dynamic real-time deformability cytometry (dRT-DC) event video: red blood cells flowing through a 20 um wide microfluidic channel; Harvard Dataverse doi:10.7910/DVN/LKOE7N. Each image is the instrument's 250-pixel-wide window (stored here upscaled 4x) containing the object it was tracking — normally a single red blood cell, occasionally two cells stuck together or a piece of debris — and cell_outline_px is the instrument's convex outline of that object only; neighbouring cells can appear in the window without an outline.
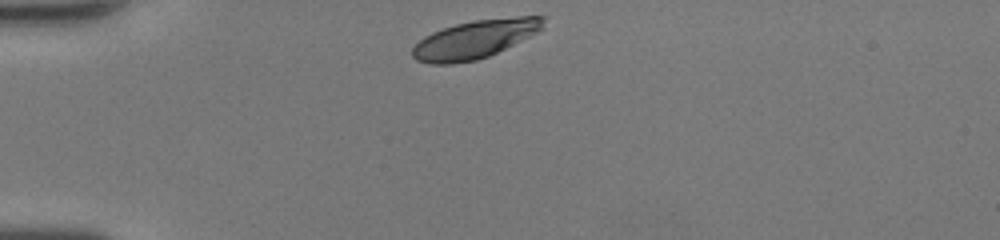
{"species": "human", "species_latin": "Homo sapiens", "temperature_condition": "room temperature", "stored_images_in_passage": 29, "camera_frame_rate_fps": 3000, "um_per_image_px": 0.085, "donor": {"sex": "female"}, "frame": {"image": 1, "passage_image": 1, "time_ms": 0.0, "image_size_px": [1000, 240], "cell_outline_px": [[544, 20], [540, 28], [536, 32], [488, 56], [476, 60], [452, 64], [428, 64], [416, 60], [412, 56], [412, 48], [424, 36], [432, 32], [456, 24], [476, 20], [516, 16], [544, 16]], "centroid_in_image_um": [40.29, 3.35], "position_along_channel_um": 44.7, "area_um2": 28.67}}
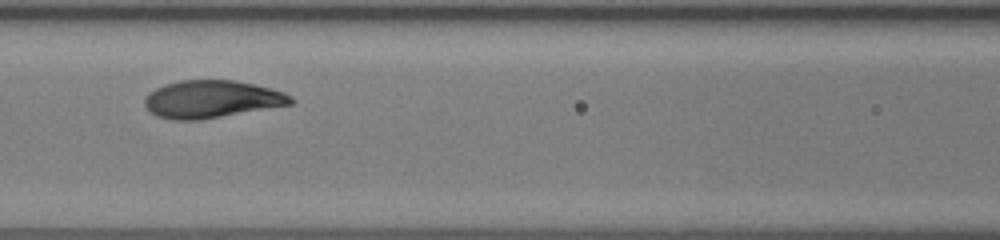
{"frame": {"image": 2, "passage_image": 11, "time_ms": 3.333, "image_size_px": [1000, 240], "cell_outline_px": [[296, 100], [292, 104], [200, 120], [172, 120], [156, 116], [148, 112], [144, 104], [144, 100], [148, 92], [164, 84], [180, 80], [232, 80], [252, 84], [284, 92], [292, 96]], "centroid_in_image_um": [17.95, 8.44], "position_along_channel_um": 148.7, "area_um2": 32.08}}
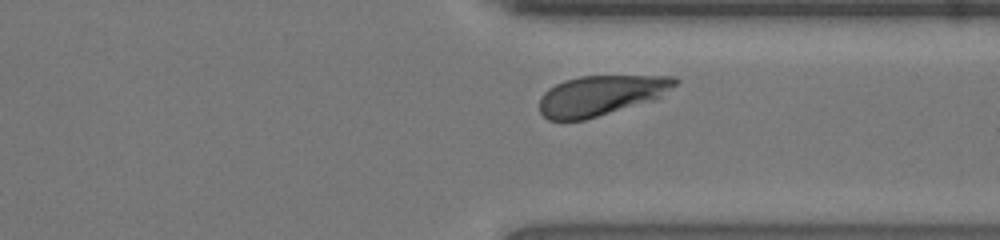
{"frame": {"image": 3, "passage_image": 26, "time_ms": 8.333, "image_size_px": [1000, 240], "cell_outline_px": [[680, 80], [676, 84], [656, 100], [584, 120], [548, 120], [540, 112], [540, 96], [548, 88], [564, 80], [580, 76], [676, 76]], "centroid_in_image_um": [51.09, 8.11], "position_along_channel_um": 360.3, "area_um2": 31.79}, "authors_computed_cell_mechanics": {"area_um2": 31.79, "velocity_mm_per_s": 4.2307, "shape_relaxation_time_tau1_ms": 2.307, "shape_relaxation_time_tau2_ms": null, "deformation_change_tau1": 0.1591, "deformation_change_tau2": null}}